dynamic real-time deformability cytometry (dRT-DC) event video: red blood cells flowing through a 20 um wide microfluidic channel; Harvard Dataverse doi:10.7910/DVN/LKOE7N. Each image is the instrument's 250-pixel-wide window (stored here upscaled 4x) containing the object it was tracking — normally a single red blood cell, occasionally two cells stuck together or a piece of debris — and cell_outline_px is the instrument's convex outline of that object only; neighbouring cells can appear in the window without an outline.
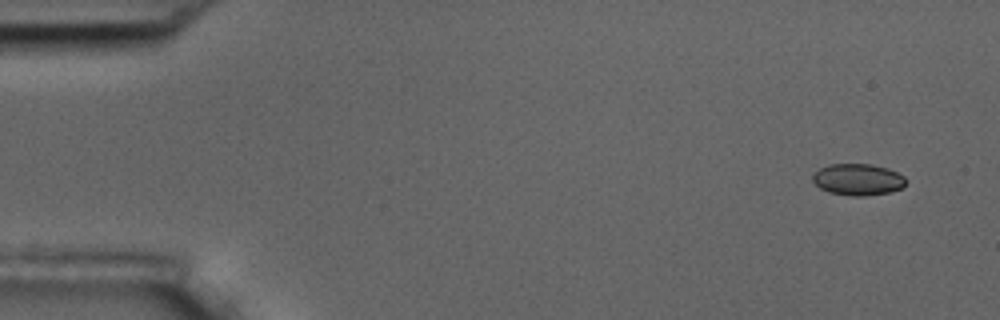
{"species": "common noctule bat (a hibernating species)", "species_latin": "Nyctalus noctula", "temperature_condition": "room temperature", "stored_images_in_passage": 7, "camera_frame_rate_fps": 3000, "um_per_image_px": 0.085, "animal": {"sex": "male", "body_mass_g": 17.5, "forearm_length_mm": 52.3}, "frame": {"image": 1, "passage_image": 1, "time_ms": 0.0, "image_size_px": [1000, 320], "cell_outline_px": [[904, 188], [892, 192], [864, 196], [852, 196], [828, 192], [820, 188], [812, 180], [812, 172], [828, 164], [872, 164], [888, 168], [904, 176]], "centroid_in_image_um": [72.9, 15.26], "position_along_channel_um": 12.1, "area_um2": 17.34}}
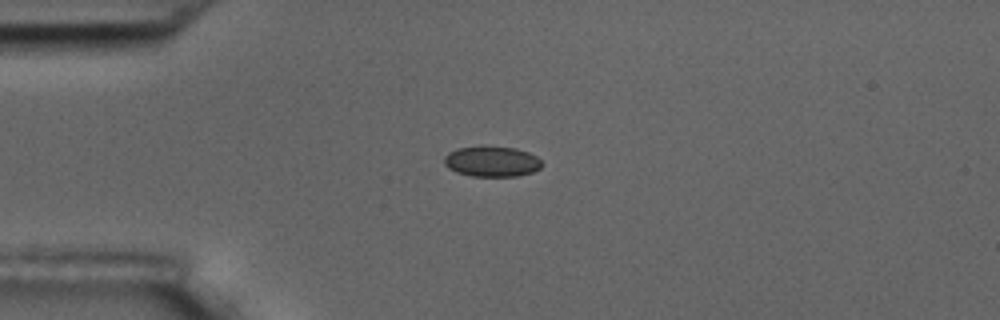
{"frame": {"image": 2, "passage_image": 4, "time_ms": 3.667, "image_size_px": [1000, 320], "cell_outline_px": [[544, 164], [540, 168], [532, 172], [516, 176], [472, 176], [456, 172], [448, 168], [444, 164], [444, 156], [448, 152], [456, 148], [480, 144], [484, 144], [516, 148], [528, 152], [536, 156]], "centroid_in_image_um": [41.77, 13.68], "position_along_channel_um": 43.2, "area_um2": 17.92}}